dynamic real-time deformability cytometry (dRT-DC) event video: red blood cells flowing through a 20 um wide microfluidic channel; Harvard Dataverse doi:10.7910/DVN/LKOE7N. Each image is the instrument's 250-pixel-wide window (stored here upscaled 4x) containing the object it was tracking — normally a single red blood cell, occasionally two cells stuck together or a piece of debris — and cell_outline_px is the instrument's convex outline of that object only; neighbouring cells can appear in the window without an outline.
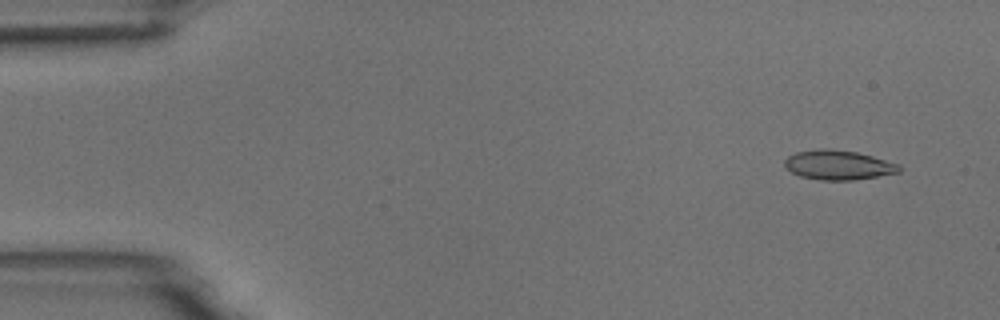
{"species": "common noctule bat (a hibernating species)", "species_latin": "Nyctalus noctula", "temperature_condition": "room temperature", "stored_images_in_passage": 5, "camera_frame_rate_fps": 3000, "um_per_image_px": 0.085, "animal": {"sex": "male", "body_mass_g": 18.8}, "frame": {"image": 1, "passage_image": 1, "time_ms": 0.0, "image_size_px": [1000, 320], "cell_outline_px": [[900, 172], [852, 180], [820, 180], [800, 176], [792, 172], [784, 164], [784, 160], [788, 156], [796, 152], [820, 148], [856, 152], [872, 156], [900, 164]], "centroid_in_image_um": [71.24, 14.02], "position_along_channel_um": 13.8, "area_um2": 19.48}}
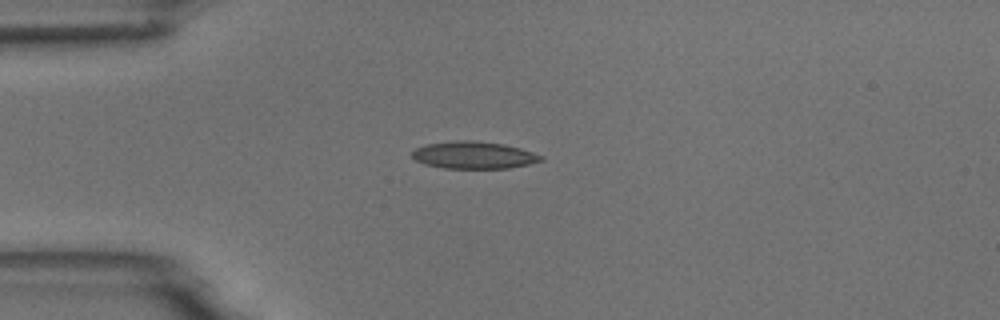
{"frame": {"image": 2, "passage_image": 4, "time_ms": 3.333, "image_size_px": [1000, 320], "cell_outline_px": [[544, 160], [528, 164], [508, 168], [444, 168], [424, 164], [416, 160], [412, 156], [412, 152], [416, 148], [428, 144], [456, 140], [476, 140], [504, 144], [520, 148], [544, 156]], "centroid_in_image_um": [40.29, 13.18], "position_along_channel_um": 44.7, "area_um2": 20.4}}
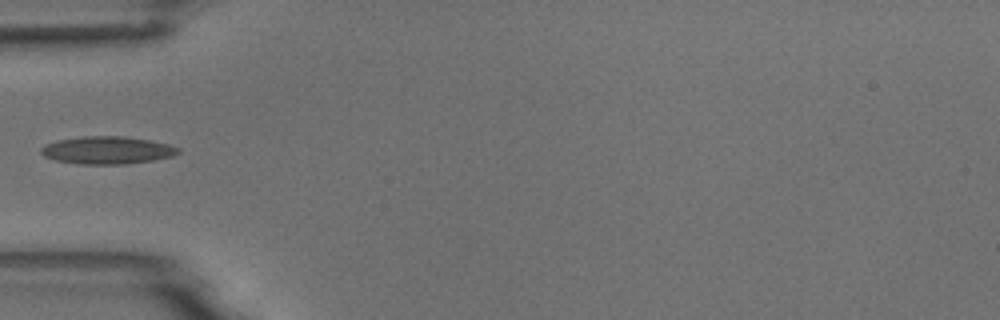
{"frame": {"image": 3, "passage_image": 5, "time_ms": 4.667, "image_size_px": [1000, 320], "cell_outline_px": [[180, 152], [172, 156], [152, 160], [128, 164], [80, 164], [56, 160], [44, 156], [40, 152], [40, 148], [44, 144], [56, 140], [84, 136], [124, 136], [148, 140], [168, 144], [180, 148]], "centroid_in_image_um": [9.09, 12.76], "position_along_channel_um": 75.9, "area_um2": 22.08}}